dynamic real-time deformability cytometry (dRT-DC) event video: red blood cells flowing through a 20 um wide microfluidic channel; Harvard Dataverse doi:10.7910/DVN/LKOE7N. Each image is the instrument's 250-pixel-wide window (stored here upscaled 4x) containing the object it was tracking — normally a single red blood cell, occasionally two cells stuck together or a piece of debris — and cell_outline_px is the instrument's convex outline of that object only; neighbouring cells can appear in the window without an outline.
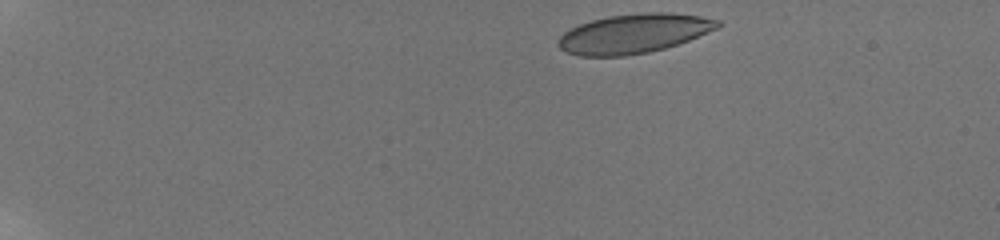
{"species": "human", "species_latin": "Homo sapiens", "temperature_condition": "room temperature", "stored_images_in_passage": 6, "camera_frame_rate_fps": 3000, "um_per_image_px": 0.085, "donor": {"sex": "male"}, "frame": {"image": 1, "passage_image": 1, "time_ms": 0.0, "image_size_px": [1000, 240], "cell_outline_px": [[720, 28], [688, 40], [664, 48], [648, 52], [624, 56], [580, 56], [568, 52], [560, 48], [556, 44], [560, 36], [564, 32], [580, 24], [592, 20], [608, 16], [644, 12], [672, 12], [700, 16], [720, 20]], "centroid_in_image_um": [53.89, 2.84], "position_along_channel_um": 31.1, "area_um2": 36.47}}
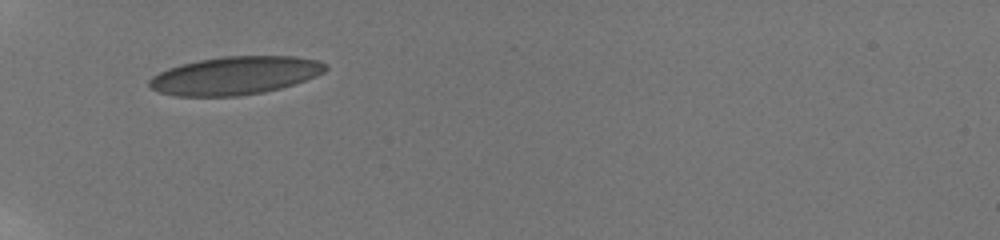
{"frame": {"image": 2, "passage_image": 5, "time_ms": 3.667, "image_size_px": [1000, 240], "cell_outline_px": [[328, 68], [324, 72], [316, 76], [280, 88], [264, 92], [236, 96], [176, 96], [160, 92], [148, 88], [148, 80], [152, 76], [168, 68], [180, 64], [200, 60], [224, 56], [296, 56], [316, 60], [328, 64]], "centroid_in_image_um": [19.96, 6.42], "position_along_channel_um": 65.0, "area_um2": 39.13}}